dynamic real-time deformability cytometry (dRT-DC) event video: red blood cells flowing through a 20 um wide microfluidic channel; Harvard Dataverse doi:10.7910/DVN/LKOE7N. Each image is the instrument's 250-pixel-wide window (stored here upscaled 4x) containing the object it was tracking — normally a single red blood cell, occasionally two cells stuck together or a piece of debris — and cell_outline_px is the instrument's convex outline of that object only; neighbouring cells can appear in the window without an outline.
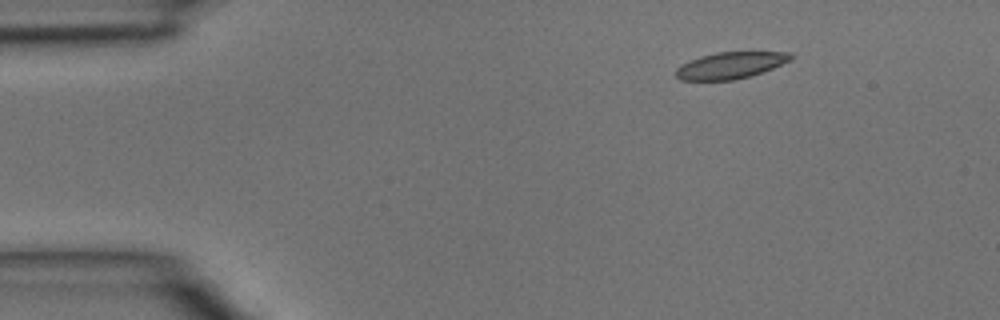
{"species": "common noctule bat (a hibernating species)", "species_latin": "Nyctalus noctula", "temperature_condition": "room temperature", "stored_images_in_passage": 4, "camera_frame_rate_fps": 3000, "um_per_image_px": 0.085, "animal": {"sex": "male", "body_mass_g": 15.6}, "frame": {"image": 1, "passage_image": 2, "time_ms": 0.333, "image_size_px": [1000, 320], "cell_outline_px": [[796, 56], [792, 60], [752, 76], [736, 80], [680, 80], [676, 76], [676, 68], [700, 56], [716, 52], [792, 52]], "centroid_in_image_um": [62.15, 5.55], "position_along_channel_um": 22.8, "area_um2": 17.86}}
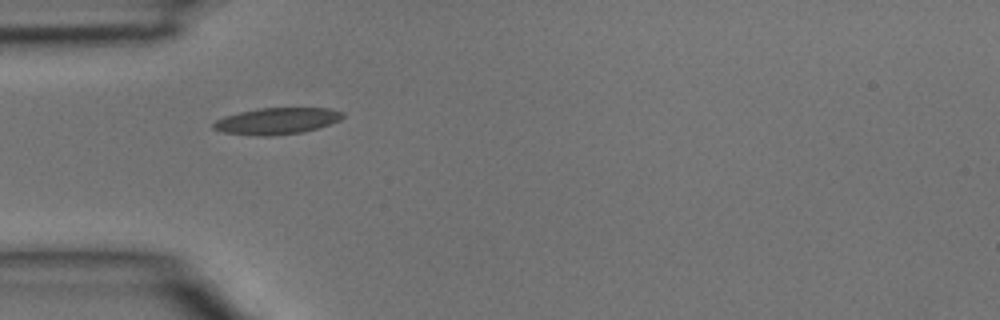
{"frame": {"image": 2, "passage_image": 4, "time_ms": 1.0, "image_size_px": [1000, 320], "cell_outline_px": [[344, 116], [340, 120], [316, 128], [300, 132], [272, 136], [256, 136], [224, 132], [212, 128], [212, 124], [216, 120], [224, 116], [240, 112], [260, 108], [328, 108], [344, 112]], "centroid_in_image_um": [23.51, 10.28], "position_along_channel_um": 61.5, "area_um2": 19.83}}